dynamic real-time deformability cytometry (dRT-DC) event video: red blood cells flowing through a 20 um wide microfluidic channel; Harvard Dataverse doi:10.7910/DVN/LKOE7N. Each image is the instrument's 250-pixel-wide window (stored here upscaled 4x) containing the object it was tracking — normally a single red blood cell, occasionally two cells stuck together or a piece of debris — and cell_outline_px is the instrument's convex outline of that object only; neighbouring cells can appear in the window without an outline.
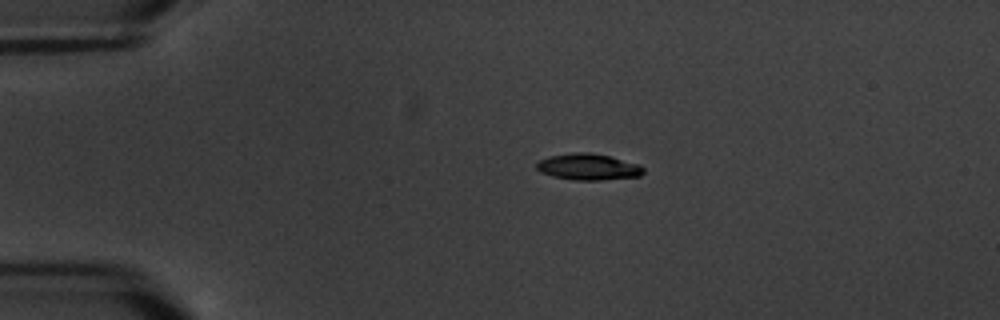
{"species": "common noctule bat (a hibernating species)", "species_latin": "Nyctalus noctula", "temperature_condition": "warm", "stored_images_in_passage": 8, "camera_frame_rate_fps": 3000, "um_per_image_px": 0.085, "animal": {"sex": "male", "body_mass_g": 20.1, "forearm_length_mm": 53.5}, "frame": {"image": 1, "passage_image": 1, "time_ms": 0.0, "image_size_px": [1000, 320], "cell_outline_px": [[644, 172], [640, 176], [600, 180], [576, 180], [552, 176], [540, 172], [536, 168], [536, 164], [540, 160], [548, 156], [572, 152], [588, 152], [608, 156], [640, 164], [644, 168]], "centroid_in_image_um": [49.99, 14.18], "position_along_channel_um": 35.0, "area_um2": 16.42}}
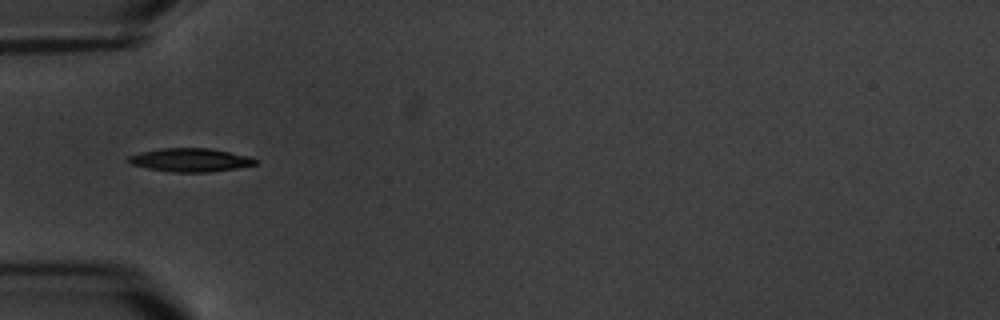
{"frame": {"image": 2, "passage_image": 3, "time_ms": 2.333, "image_size_px": [1000, 320], "cell_outline_px": [[256, 164], [236, 168], [208, 172], [176, 172], [148, 168], [132, 164], [124, 160], [128, 156], [140, 152], [160, 148], [208, 148], [252, 156], [256, 160]], "centroid_in_image_um": [16.16, 13.59], "position_along_channel_um": 68.8, "area_um2": 17.28}}
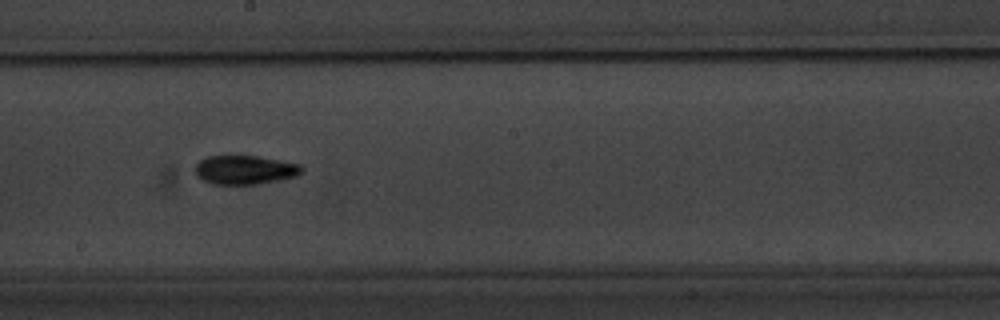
{"frame": {"image": 3, "passage_image": 7, "time_ms": 7.0, "image_size_px": [1000, 320], "cell_outline_px": [[304, 168], [296, 176], [256, 184], [212, 184], [196, 176], [192, 168], [200, 160], [208, 156], [256, 156], [300, 164]], "centroid_in_image_um": [20.75, 14.43], "position_along_channel_um": 227.5, "area_um2": 17.86}}